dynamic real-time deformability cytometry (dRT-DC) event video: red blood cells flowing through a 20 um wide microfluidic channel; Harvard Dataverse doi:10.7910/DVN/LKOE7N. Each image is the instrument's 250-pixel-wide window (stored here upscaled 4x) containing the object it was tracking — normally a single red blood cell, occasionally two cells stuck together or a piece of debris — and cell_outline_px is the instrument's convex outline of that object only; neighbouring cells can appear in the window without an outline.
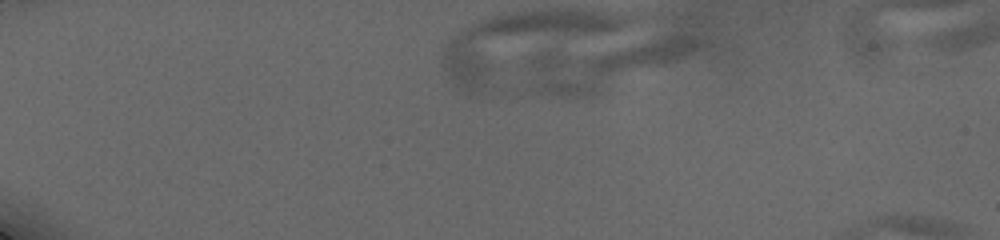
{"species": "human", "species_latin": "Homo sapiens", "temperature_condition": "cold", "stored_images_in_passage": 21, "camera_frame_rate_fps": 3000, "um_per_image_px": 0.085, "donor": {"sex": "male"}, "frame": {"image": 1, "passage_image": 1, "time_ms": 0.0, "image_size_px": [1000, 240], "cell_outline_px": [[712, 44], [692, 56], [592, 96], [556, 96], [536, 92], [532, 88], [528, 60], [536, 52], [548, 48], [672, 12], [696, 16], [708, 28]], "centroid_in_image_um": [52.45, 4.72], "position_along_channel_um": 32.6, "area_um2": 65.6}}